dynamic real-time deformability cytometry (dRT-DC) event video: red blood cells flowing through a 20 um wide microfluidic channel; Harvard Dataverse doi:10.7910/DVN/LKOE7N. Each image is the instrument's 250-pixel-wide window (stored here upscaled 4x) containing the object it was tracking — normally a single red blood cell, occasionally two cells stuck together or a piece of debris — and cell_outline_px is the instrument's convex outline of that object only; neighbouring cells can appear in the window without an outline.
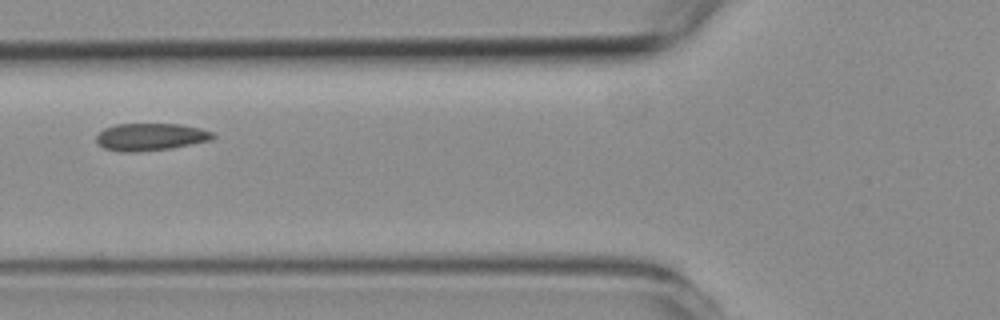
{"species": "common noctule bat (a hibernating species)", "species_latin": "Nyctalus noctula", "temperature_condition": "room temperature", "stored_images_in_passage": 4, "camera_frame_rate_fps": 3000, "um_per_image_px": 0.085, "animal": {"sex": "female", "body_mass_g": 19.3, "forearm_length_mm": 54.1}, "frame": {"image": 1, "passage_image": 4, "time_ms": 3.333, "image_size_px": [1000, 320], "cell_outline_px": [[216, 136], [212, 140], [172, 148], [136, 152], [124, 152], [104, 148], [96, 140], [96, 136], [104, 128], [116, 124], [180, 124], [200, 128], [212, 132]], "centroid_in_image_um": [12.82, 11.63], "position_along_channel_um": 113.0, "area_um2": 18.55}}